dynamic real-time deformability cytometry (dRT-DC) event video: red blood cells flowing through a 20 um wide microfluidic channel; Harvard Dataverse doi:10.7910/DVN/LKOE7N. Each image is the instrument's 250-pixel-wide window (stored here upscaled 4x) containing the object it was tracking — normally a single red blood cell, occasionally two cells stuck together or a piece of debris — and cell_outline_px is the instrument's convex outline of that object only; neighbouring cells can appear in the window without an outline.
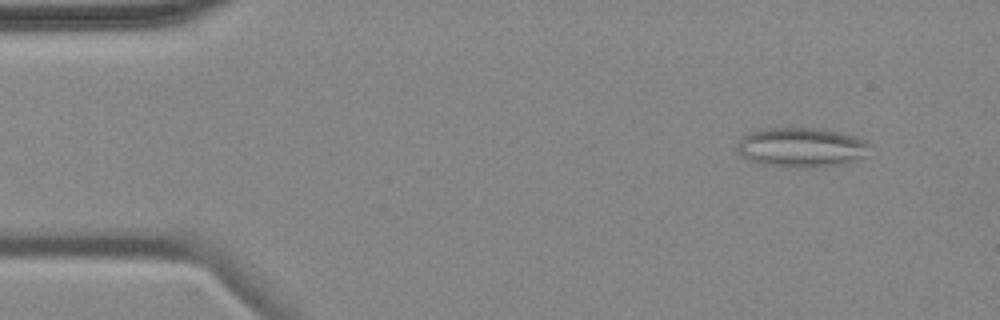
{"species": "common noctule bat (a hibernating species)", "species_latin": "Nyctalus noctula", "temperature_condition": "cold", "stored_images_in_passage": 4, "camera_frame_rate_fps": 3000, "um_per_image_px": 0.085, "animal": {"sex": "female", "body_mass_g": 18.4}, "frame": {"image": 1, "passage_image": 1, "time_ms": 0.0, "image_size_px": [1000, 320], "cell_outline_px": [[868, 144], [864, 156], [844, 164], [824, 168], [796, 168], [764, 164], [748, 160], [736, 148], [736, 144], [748, 132], [760, 128], [824, 128], [852, 136], [864, 140]], "centroid_in_image_um": [68.08, 12.53], "position_along_channel_um": 16.9, "area_um2": 30.69}}